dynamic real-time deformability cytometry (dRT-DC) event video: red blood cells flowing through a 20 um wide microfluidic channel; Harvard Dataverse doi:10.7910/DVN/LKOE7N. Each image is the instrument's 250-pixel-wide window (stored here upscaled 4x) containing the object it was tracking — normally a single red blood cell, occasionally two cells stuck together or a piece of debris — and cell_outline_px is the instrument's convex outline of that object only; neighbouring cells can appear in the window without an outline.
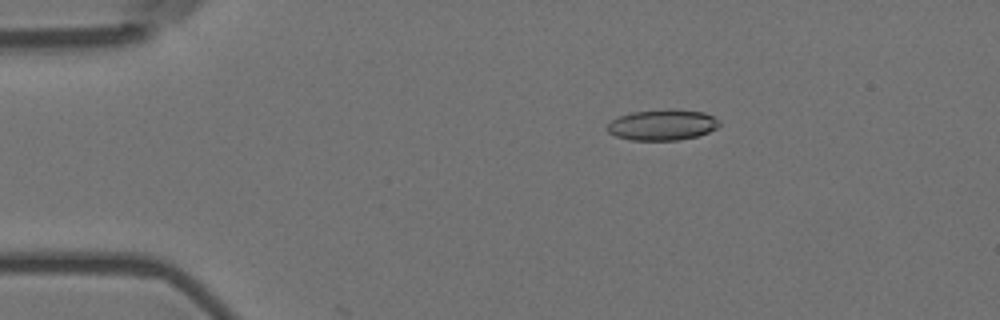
{"species": "Egyptian fruit bat (a non-hibernating species)", "species_latin": "Rousettus aegyptiacus", "temperature_condition": "room temperature", "stored_images_in_passage": 8, "camera_frame_rate_fps": 3000, "um_per_image_px": 0.085, "animal": {"sex": "female"}, "frame": {"image": 1, "passage_image": 6, "time_ms": 1.667, "image_size_px": [1000, 320], "cell_outline_px": [[720, 124], [716, 128], [708, 132], [696, 136], [676, 140], [632, 140], [616, 136], [608, 132], [608, 124], [612, 120], [620, 116], [632, 112], [672, 108], [676, 108], [704, 112], [720, 120]], "centroid_in_image_um": [56.33, 10.6], "position_along_channel_um": 28.7, "area_um2": 20.11}}